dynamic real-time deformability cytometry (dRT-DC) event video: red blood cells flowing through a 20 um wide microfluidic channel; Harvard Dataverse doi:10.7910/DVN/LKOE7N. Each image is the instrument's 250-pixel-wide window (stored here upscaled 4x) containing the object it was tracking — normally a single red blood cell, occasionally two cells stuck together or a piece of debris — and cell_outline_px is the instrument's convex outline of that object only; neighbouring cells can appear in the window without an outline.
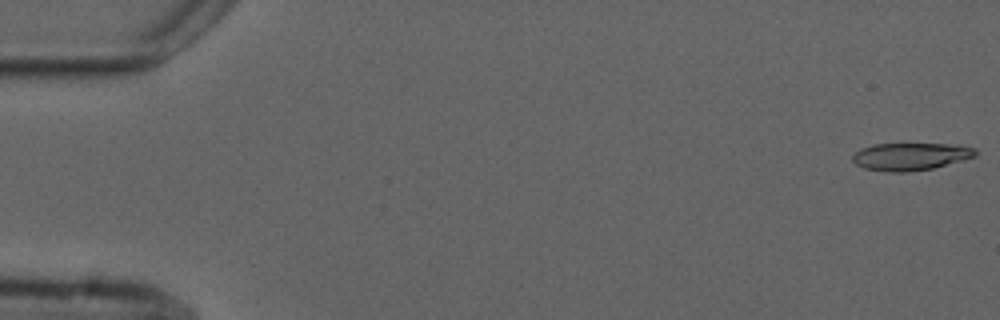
{"species": "common noctule bat (a hibernating species)", "species_latin": "Nyctalus noctula", "temperature_condition": "cold", "stored_images_in_passage": 40, "camera_frame_rate_fps": 3000, "um_per_image_px": 0.085, "animal": {"sex": "male", "forearm_length_mm": 52.5}, "frame": {"image": 1, "passage_image": 1, "time_ms": 0.0, "image_size_px": [1000, 320], "cell_outline_px": [[976, 156], [932, 168], [908, 172], [888, 172], [864, 168], [856, 164], [852, 160], [852, 156], [860, 148], [872, 144], [948, 144], [976, 148]], "centroid_in_image_um": [77.34, 13.3], "position_along_channel_um": 7.7, "area_um2": 19.54}}
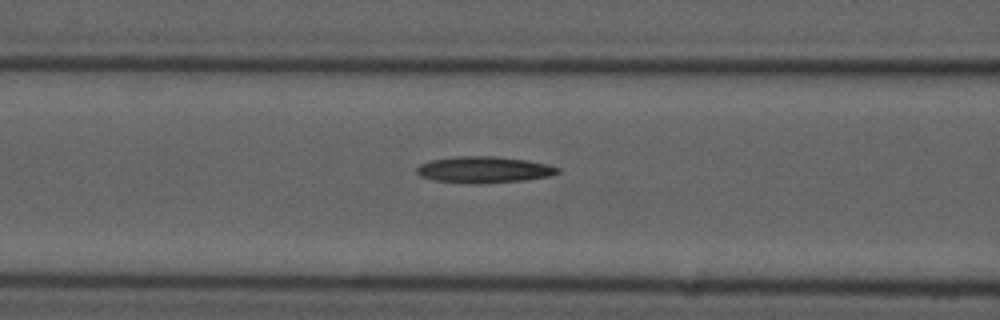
{"frame": {"image": 2, "passage_image": 22, "time_ms": 7.0, "image_size_px": [1000, 320], "cell_outline_px": [[560, 172], [548, 176], [524, 180], [480, 184], [472, 184], [436, 180], [420, 176], [416, 172], [416, 168], [420, 164], [432, 160], [460, 156], [492, 156], [528, 160], [548, 164], [560, 168]], "centroid_in_image_um": [41.15, 14.42], "position_along_channel_um": 125.4, "area_um2": 21.62}}
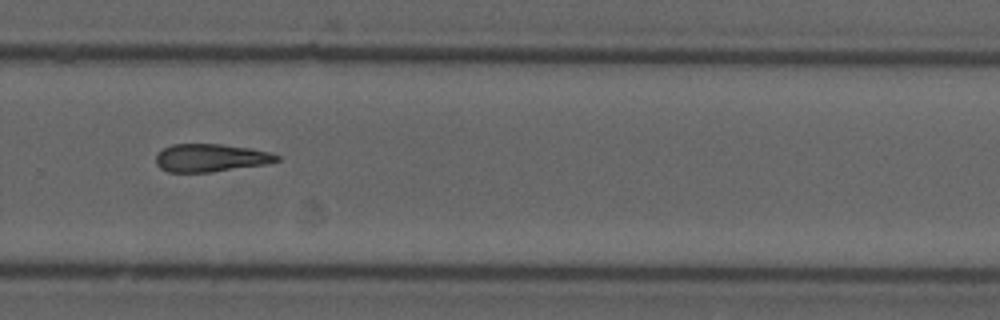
{"frame": {"image": 3, "passage_image": 37, "time_ms": 12.0, "image_size_px": [1000, 320], "cell_outline_px": [[280, 160], [268, 164], [212, 172], [168, 172], [160, 168], [156, 164], [156, 156], [164, 148], [172, 144], [220, 144], [248, 148], [268, 152], [280, 156]], "centroid_in_image_um": [17.91, 13.42], "position_along_channel_um": 311.9, "area_um2": 19.59}}